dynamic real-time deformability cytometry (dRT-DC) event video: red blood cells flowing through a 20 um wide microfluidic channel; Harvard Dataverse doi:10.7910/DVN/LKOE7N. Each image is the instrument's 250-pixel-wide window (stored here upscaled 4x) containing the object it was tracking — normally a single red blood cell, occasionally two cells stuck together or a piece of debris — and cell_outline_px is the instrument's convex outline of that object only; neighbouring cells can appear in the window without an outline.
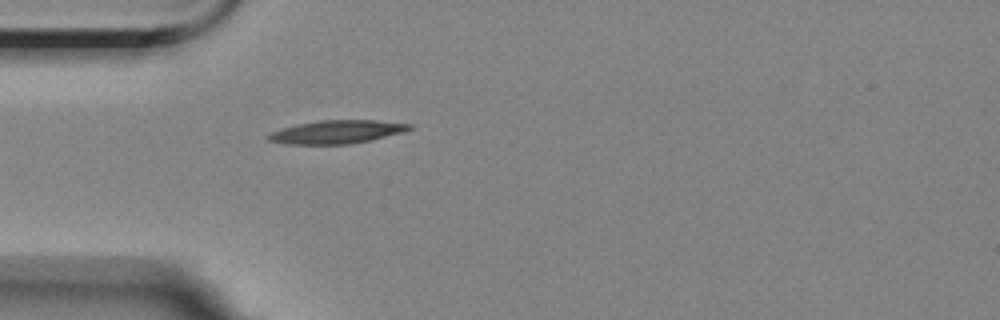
{"species": "Egyptian fruit bat (a non-hibernating species)", "species_latin": "Rousettus aegyptiacus", "temperature_condition": "room temperature", "stored_images_in_passage": 1, "camera_frame_rate_fps": 3000, "um_per_image_px": 0.085, "animal": {"sex": "female"}, "frame": {"image": 1, "passage_image": 1, "time_ms": 0.0, "image_size_px": [1000, 320], "cell_outline_px": [[412, 128], [404, 132], [368, 140], [348, 144], [288, 144], [268, 140], [264, 136], [272, 132], [296, 124], [320, 120], [376, 120], [412, 124]], "centroid_in_image_um": [28.62, 11.2], "position_along_channel_um": 56.4, "area_um2": 18.96}}